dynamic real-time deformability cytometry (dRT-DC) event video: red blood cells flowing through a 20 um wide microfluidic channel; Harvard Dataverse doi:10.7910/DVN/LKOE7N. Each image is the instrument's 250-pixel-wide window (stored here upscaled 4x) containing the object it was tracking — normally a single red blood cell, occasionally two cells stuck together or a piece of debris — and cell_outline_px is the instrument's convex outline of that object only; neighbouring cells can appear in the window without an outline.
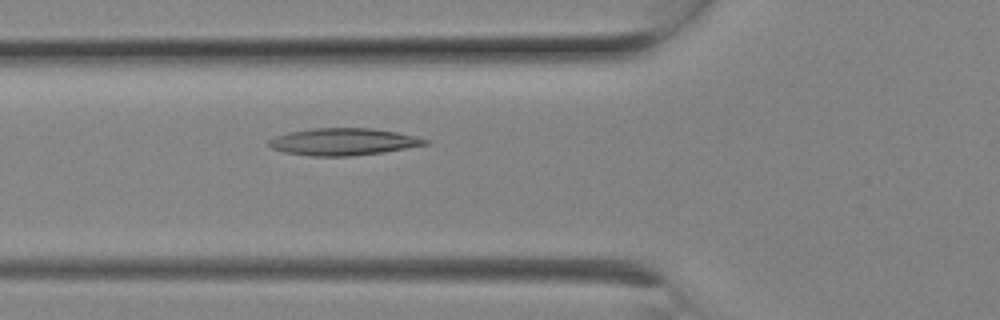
{"species": "Egyptian fruit bat (a non-hibernating species)", "species_latin": "Rousettus aegyptiacus", "temperature_condition": "room temperature", "stored_images_in_passage": 6, "camera_frame_rate_fps": 3000, "um_per_image_px": 0.085, "animal": {"sex": "female"}, "frame": {"image": 1, "passage_image": 6, "time_ms": 1.667, "image_size_px": [1000, 320], "cell_outline_px": [[432, 144], [384, 152], [352, 156], [308, 156], [284, 152], [272, 148], [268, 144], [268, 140], [276, 136], [288, 132], [312, 128], [372, 128], [396, 132], [432, 140]], "centroid_in_image_um": [29.22, 12.05], "position_along_channel_um": 96.6, "area_um2": 24.91}}